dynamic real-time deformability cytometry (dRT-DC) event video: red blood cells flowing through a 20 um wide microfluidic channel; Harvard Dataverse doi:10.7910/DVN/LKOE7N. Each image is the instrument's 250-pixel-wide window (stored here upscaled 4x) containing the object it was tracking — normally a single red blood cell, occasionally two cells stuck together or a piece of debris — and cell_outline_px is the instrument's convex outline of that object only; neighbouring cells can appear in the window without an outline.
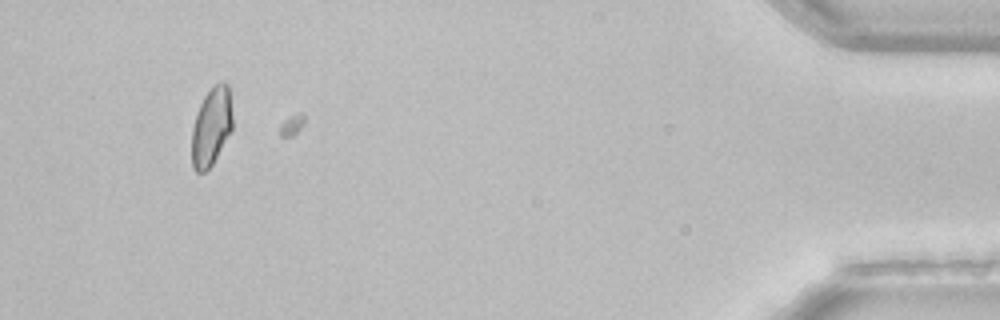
{"species": "common noctule bat (a hibernating species)", "species_latin": "Nyctalus noctula", "temperature_condition": "room temperature", "stored_images_in_passage": 33, "camera_frame_rate_fps": 3000, "um_per_image_px": 0.085, "animal": {"sex": "female", "body_mass_g": 22.7, "forearm_length_mm": 54.2}, "frame": {"image": 1, "passage_image": 33, "time_ms": 10.667, "image_size_px": [1000, 320], "cell_outline_px": [[228, 128], [212, 160], [208, 164], [196, 168], [192, 156], [192, 144], [196, 120], [200, 112], [228, 96]], "centroid_in_image_um": [17.82, 11.25], "position_along_channel_um": 417.4, "area_um2": 12.2}}